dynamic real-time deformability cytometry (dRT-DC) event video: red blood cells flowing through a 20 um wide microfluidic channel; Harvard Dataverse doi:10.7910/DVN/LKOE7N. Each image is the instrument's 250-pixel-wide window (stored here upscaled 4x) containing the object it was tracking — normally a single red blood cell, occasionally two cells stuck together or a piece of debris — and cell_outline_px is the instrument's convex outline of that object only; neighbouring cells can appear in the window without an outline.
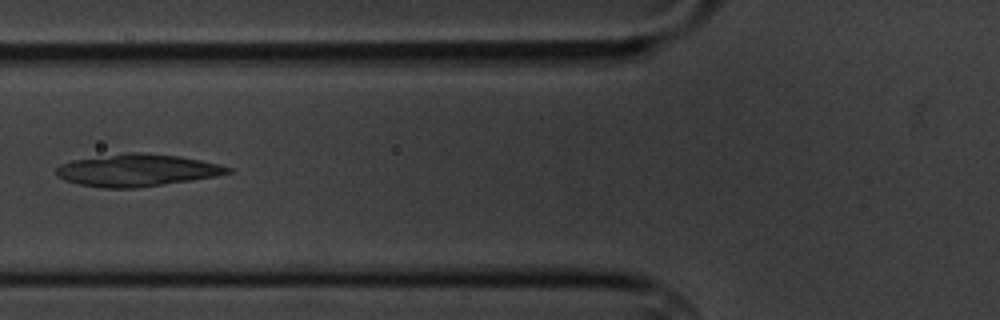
{"species": "common noctule bat (a hibernating species)", "species_latin": "Nyctalus noctula", "temperature_condition": "cold", "stored_images_in_passage": 10, "camera_frame_rate_fps": 3000, "um_per_image_px": 0.085, "animal": {"sex": "male", "body_mass_g": 20.1, "forearm_length_mm": 53.5}, "frame": {"image": 1, "passage_image": 4, "time_ms": 3.667, "image_size_px": [1000, 320], "cell_outline_px": [[232, 172], [216, 176], [136, 188], [104, 188], [76, 184], [64, 180], [56, 176], [56, 168], [60, 164], [72, 160], [124, 152], [140, 152], [180, 156], [220, 164], [232, 168]], "centroid_in_image_um": [11.61, 14.46], "position_along_channel_um": 114.2, "area_um2": 32.31}}
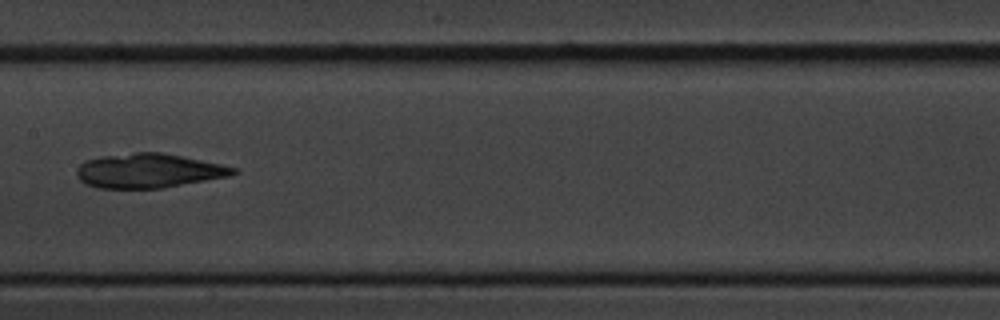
{"frame": {"image": 2, "passage_image": 6, "time_ms": 6.0, "image_size_px": [1000, 320], "cell_outline_px": [[240, 172], [228, 176], [164, 188], [96, 188], [80, 180], [76, 176], [76, 168], [84, 160], [100, 156], [136, 152], [160, 152], [220, 164], [236, 168]], "centroid_in_image_um": [12.58, 14.51], "position_along_channel_um": 194.8, "area_um2": 31.27}}
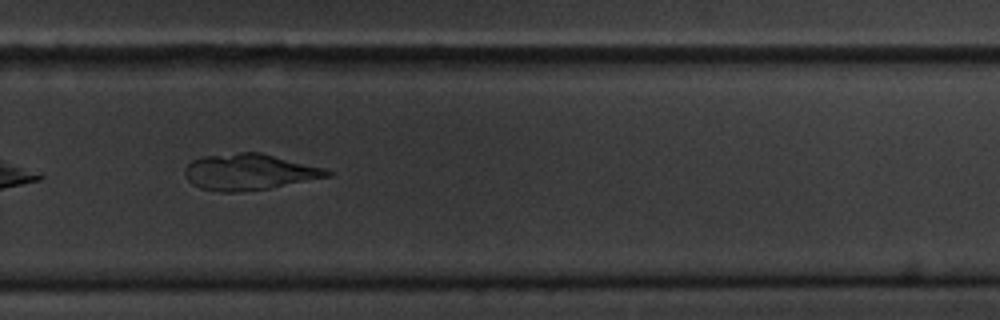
{"frame": {"image": 3, "passage_image": 9, "time_ms": 9.333, "image_size_px": [1000, 320], "cell_outline_px": [[332, 176], [268, 188], [240, 192], [220, 192], [200, 188], [192, 184], [188, 180], [184, 172], [184, 168], [192, 160], [204, 156], [240, 152], [260, 152], [324, 168], [332, 172]], "centroid_in_image_um": [21.16, 14.62], "position_along_channel_um": 308.6, "area_um2": 29.88}}